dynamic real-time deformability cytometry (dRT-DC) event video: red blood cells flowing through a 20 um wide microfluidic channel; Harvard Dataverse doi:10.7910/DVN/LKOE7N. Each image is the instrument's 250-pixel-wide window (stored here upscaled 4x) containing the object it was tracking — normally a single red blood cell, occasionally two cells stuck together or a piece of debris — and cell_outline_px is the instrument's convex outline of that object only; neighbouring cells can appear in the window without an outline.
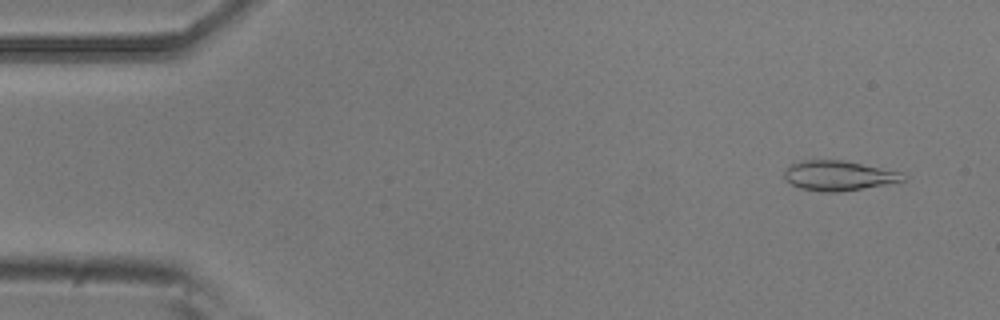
{"species": "common noctule bat (a hibernating species)", "species_latin": "Nyctalus noctula", "temperature_condition": "room temperature", "stored_images_in_passage": 4, "camera_frame_rate_fps": 3000, "um_per_image_px": 0.085, "animal": {"sex": "male", "body_mass_g": 20.5, "forearm_length_mm": 52.5}, "frame": {"image": 1, "passage_image": 1, "time_ms": 0.0, "image_size_px": [1000, 320], "cell_outline_px": [[908, 176], [904, 180], [884, 184], [836, 192], [824, 192], [800, 188], [792, 184], [784, 176], [784, 172], [792, 164], [804, 160], [844, 160], [900, 172]], "centroid_in_image_um": [71.27, 14.92], "position_along_channel_um": 13.7, "area_um2": 20.17}}
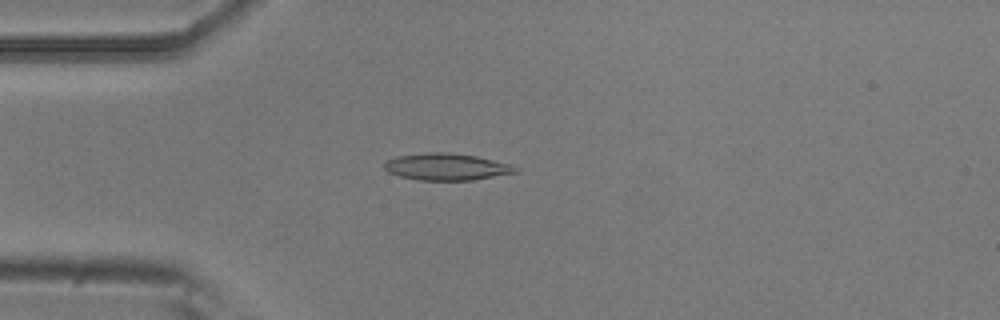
{"frame": {"image": 2, "passage_image": 4, "time_ms": 1.0, "image_size_px": [1000, 320], "cell_outline_px": [[520, 168], [516, 172], [472, 180], [420, 180], [400, 176], [388, 172], [384, 168], [384, 164], [388, 160], [396, 156], [428, 152], [444, 152], [476, 156], [508, 164]], "centroid_in_image_um": [37.92, 14.18], "position_along_channel_um": 47.1, "area_um2": 20.23}}